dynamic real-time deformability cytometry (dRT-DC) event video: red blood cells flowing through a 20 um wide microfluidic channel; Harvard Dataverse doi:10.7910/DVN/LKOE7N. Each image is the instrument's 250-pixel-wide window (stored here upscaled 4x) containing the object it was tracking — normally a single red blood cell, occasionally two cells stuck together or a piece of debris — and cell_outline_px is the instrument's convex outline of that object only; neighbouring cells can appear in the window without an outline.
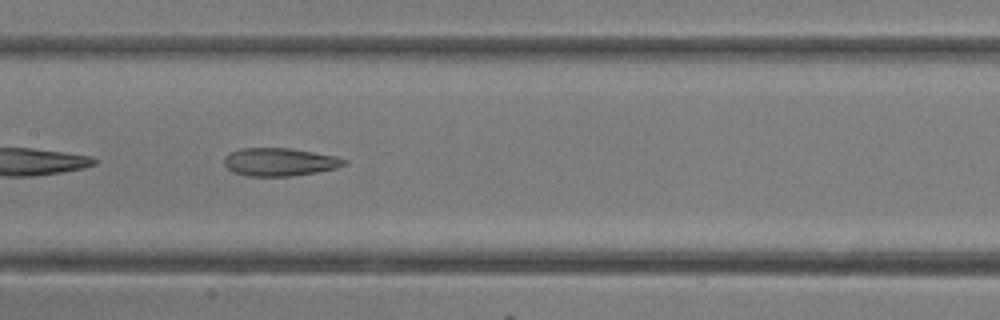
{"species": "common noctule bat (a hibernating species)", "species_latin": "Nyctalus noctula", "temperature_condition": "room temperature", "stored_images_in_passage": 18, "camera_frame_rate_fps": 3000, "um_per_image_px": 0.085, "animal": {"sex": "female"}, "frame": {"image": 1, "passage_image": 13, "time_ms": 4.0, "image_size_px": [1000, 320], "cell_outline_px": [[348, 164], [336, 168], [316, 172], [292, 176], [248, 176], [232, 172], [224, 164], [224, 156], [228, 152], [240, 148], [288, 148], [336, 156], [348, 160]], "centroid_in_image_um": [23.75, 13.76], "position_along_channel_um": 183.7, "area_um2": 19.71}}